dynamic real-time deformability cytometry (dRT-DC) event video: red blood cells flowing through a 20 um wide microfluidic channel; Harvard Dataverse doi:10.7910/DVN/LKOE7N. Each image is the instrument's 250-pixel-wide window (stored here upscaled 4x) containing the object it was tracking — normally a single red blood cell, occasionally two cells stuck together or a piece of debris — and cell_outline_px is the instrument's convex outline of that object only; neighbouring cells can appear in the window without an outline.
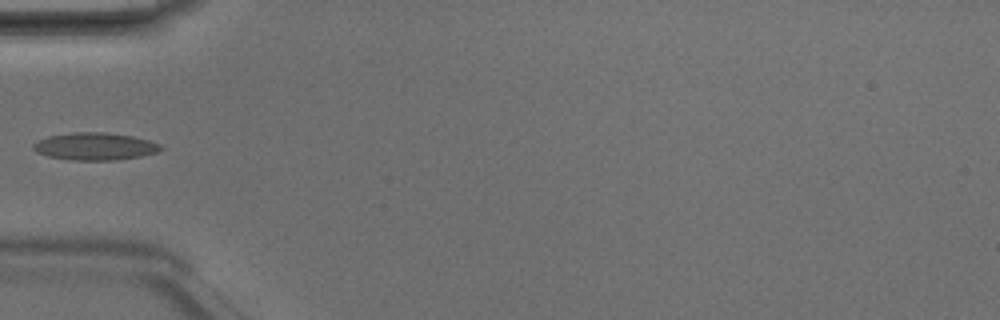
{"species": "Egyptian fruit bat (a non-hibernating species)", "species_latin": "Rousettus aegyptiacus", "temperature_condition": "room temperature", "stored_images_in_passage": 5, "camera_frame_rate_fps": 3000, "um_per_image_px": 0.085, "animal": {"sex": "male"}, "frame": {"image": 1, "passage_image": 5, "time_ms": 1.333, "image_size_px": [1000, 320], "cell_outline_px": [[164, 148], [156, 152], [140, 156], [116, 160], [68, 160], [48, 156], [36, 152], [32, 148], [32, 144], [36, 140], [48, 136], [72, 132], [104, 132], [132, 136], [148, 140], [160, 144]], "centroid_in_image_um": [8.02, 12.44], "position_along_channel_um": 77.0, "area_um2": 20.46}}